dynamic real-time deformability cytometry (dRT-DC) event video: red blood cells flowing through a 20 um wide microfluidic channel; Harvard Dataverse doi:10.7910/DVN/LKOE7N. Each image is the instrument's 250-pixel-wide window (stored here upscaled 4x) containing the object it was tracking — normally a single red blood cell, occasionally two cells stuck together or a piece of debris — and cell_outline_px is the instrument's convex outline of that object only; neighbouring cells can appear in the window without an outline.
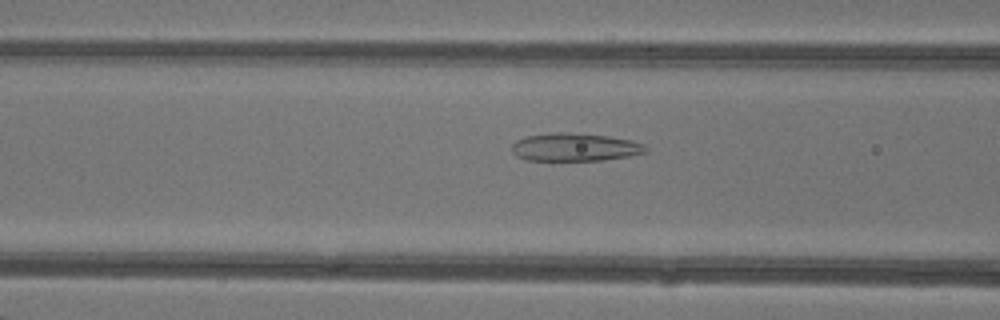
{"species": "common noctule bat (a hibernating species)", "species_latin": "Nyctalus noctula", "temperature_condition": "warm", "stored_images_in_passage": 43, "camera_frame_rate_fps": 3000, "um_per_image_px": 0.085, "animal": {"sex": "female"}, "frame": {"image": 1, "passage_image": 15, "time_ms": 4.667, "image_size_px": [1000, 320], "cell_outline_px": [[648, 152], [628, 156], [604, 160], [524, 160], [516, 156], [512, 152], [512, 144], [516, 140], [524, 136], [552, 132], [568, 132], [608, 136], [632, 140], [644, 144], [648, 148]], "centroid_in_image_um": [48.85, 12.5], "position_along_channel_um": 117.7, "area_um2": 22.08}}
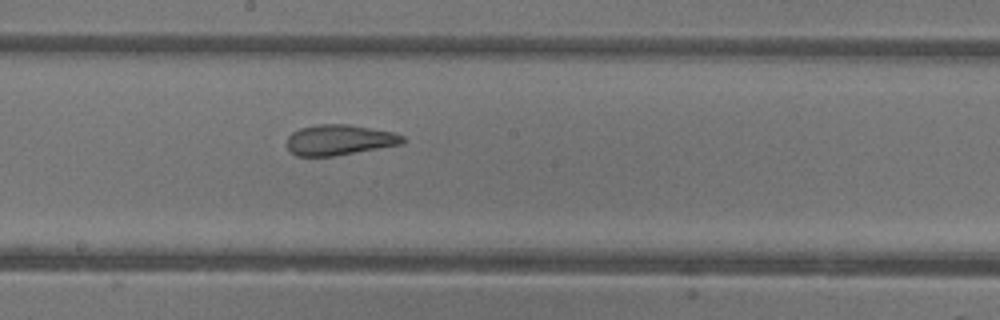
{"frame": {"image": 2, "passage_image": 22, "time_ms": 7.0, "image_size_px": [1000, 320], "cell_outline_px": [[408, 140], [404, 144], [332, 156], [296, 156], [288, 152], [288, 136], [292, 132], [300, 128], [320, 124], [348, 124], [392, 132], [404, 136]], "centroid_in_image_um": [28.86, 11.9], "position_along_channel_um": 219.3, "area_um2": 20.63}}
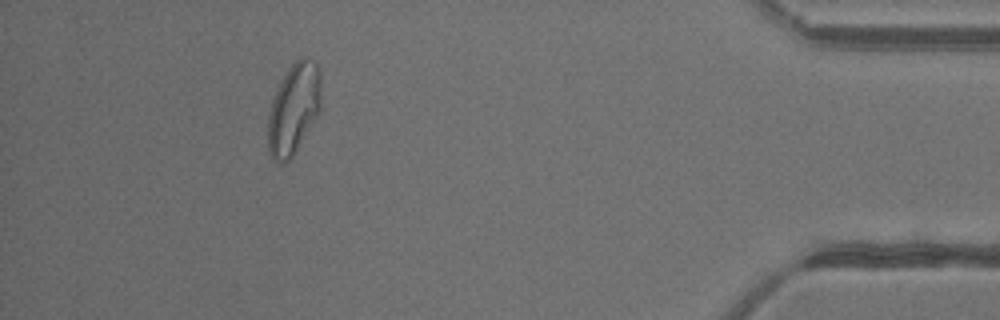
{"frame": {"image": 3, "passage_image": 39, "time_ms": 12.667, "image_size_px": [1000, 320], "cell_outline_px": [[320, 112], [292, 156], [288, 160], [276, 160], [272, 156], [268, 148], [268, 112], [272, 100], [288, 68], [300, 56], [304, 56], [316, 60], [320, 72]], "centroid_in_image_um": [24.99, 9.18], "position_along_channel_um": 410.2, "area_um2": 27.8}, "authors_computed_cell_mechanics": {"area_um2": 23.9292, "velocity_mm_per_s": 4.3401, "shape_relaxation_time_tau1_ms": null, "shape_relaxation_time_tau2_ms": 1.25, "deformation_change_tau1": null, "deformation_change_tau2": 0.0779}}